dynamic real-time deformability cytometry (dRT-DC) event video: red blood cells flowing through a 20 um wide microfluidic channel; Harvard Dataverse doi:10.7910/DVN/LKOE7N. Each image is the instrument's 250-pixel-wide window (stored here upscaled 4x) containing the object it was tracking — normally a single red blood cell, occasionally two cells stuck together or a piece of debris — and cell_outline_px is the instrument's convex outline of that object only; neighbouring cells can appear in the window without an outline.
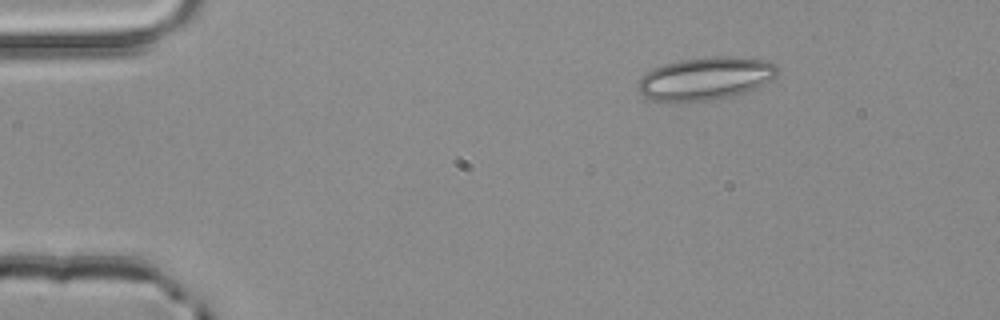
{"species": "common noctule bat (a hibernating species)", "species_latin": "Nyctalus noctula", "temperature_condition": "room temperature", "stored_images_in_passage": 3, "camera_frame_rate_fps": 3000, "um_per_image_px": 0.085, "animal": {"sex": "male", "body_mass_g": 20.4}, "frame": {"image": 1, "passage_image": 1, "time_ms": 0.0, "image_size_px": [1000, 320], "cell_outline_px": [[780, 68], [776, 76], [764, 84], [756, 88], [732, 96], [712, 100], [684, 104], [652, 100], [644, 96], [640, 92], [640, 76], [652, 68], [664, 64], [680, 60], [704, 56], [728, 56], [764, 60], [776, 64]], "centroid_in_image_um": [59.96, 6.69], "position_along_channel_um": 25.0, "area_um2": 35.43}}